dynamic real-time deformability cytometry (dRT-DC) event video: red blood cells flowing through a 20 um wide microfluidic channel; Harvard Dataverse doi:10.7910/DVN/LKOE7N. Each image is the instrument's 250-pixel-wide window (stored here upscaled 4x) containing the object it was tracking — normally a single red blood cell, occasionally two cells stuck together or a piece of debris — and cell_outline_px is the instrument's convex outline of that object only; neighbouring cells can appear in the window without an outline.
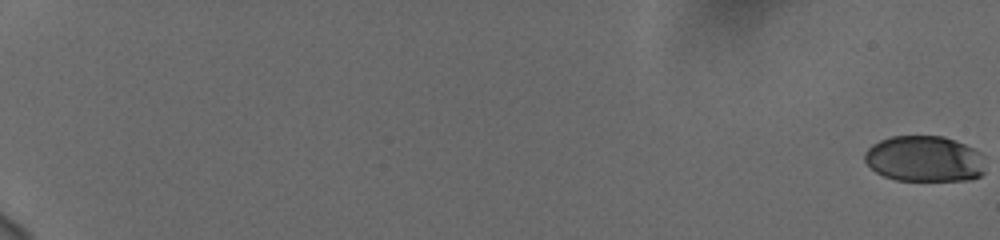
{"species": "human", "species_latin": "Homo sapiens", "temperature_condition": "cold", "stored_images_in_passage": 56, "camera_frame_rate_fps": 3000, "um_per_image_px": 0.085, "donor": {"sex": "female"}, "frame": {"image": 1, "passage_image": 1, "time_ms": 0.0, "image_size_px": [1000, 240], "cell_outline_px": [[984, 172], [980, 176], [972, 180], [896, 180], [884, 176], [876, 172], [864, 160], [864, 152], [872, 144], [880, 140], [892, 136], [944, 136], [964, 144], [980, 152]], "centroid_in_image_um": [78.55, 13.5], "position_along_channel_um": 6.4, "area_um2": 32.19}}
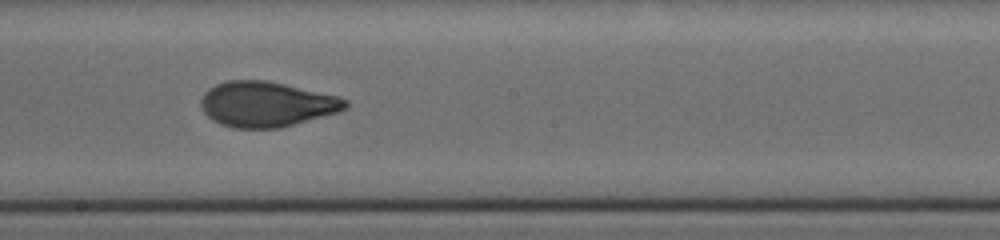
{"frame": {"image": 2, "passage_image": 38, "time_ms": 12.333, "image_size_px": [1000, 240], "cell_outline_px": [[348, 108], [336, 112], [280, 128], [232, 128], [220, 124], [212, 120], [200, 108], [200, 100], [204, 92], [208, 88], [216, 84], [228, 80], [268, 80], [340, 96], [348, 100]], "centroid_in_image_um": [22.63, 8.84], "position_along_channel_um": 225.6, "area_um2": 38.32}}
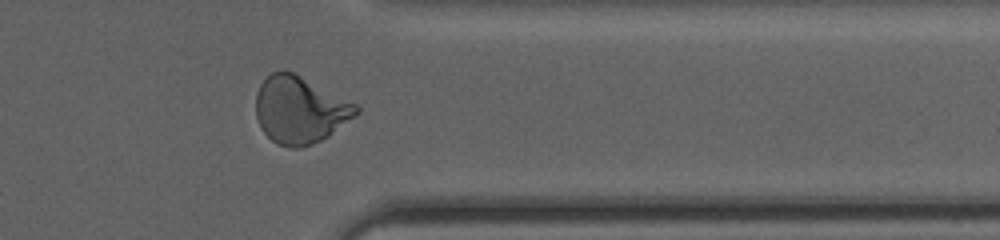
{"frame": {"image": 3, "passage_image": 51, "time_ms": 16.667, "image_size_px": [1000, 240], "cell_outline_px": [[360, 112], [328, 136], [312, 144], [300, 148], [288, 148], [276, 144], [260, 128], [256, 116], [256, 92], [260, 84], [272, 72], [284, 68], [356, 104], [360, 108]], "centroid_in_image_um": [25.45, 9.35], "position_along_channel_um": 385.9, "area_um2": 39.07}}